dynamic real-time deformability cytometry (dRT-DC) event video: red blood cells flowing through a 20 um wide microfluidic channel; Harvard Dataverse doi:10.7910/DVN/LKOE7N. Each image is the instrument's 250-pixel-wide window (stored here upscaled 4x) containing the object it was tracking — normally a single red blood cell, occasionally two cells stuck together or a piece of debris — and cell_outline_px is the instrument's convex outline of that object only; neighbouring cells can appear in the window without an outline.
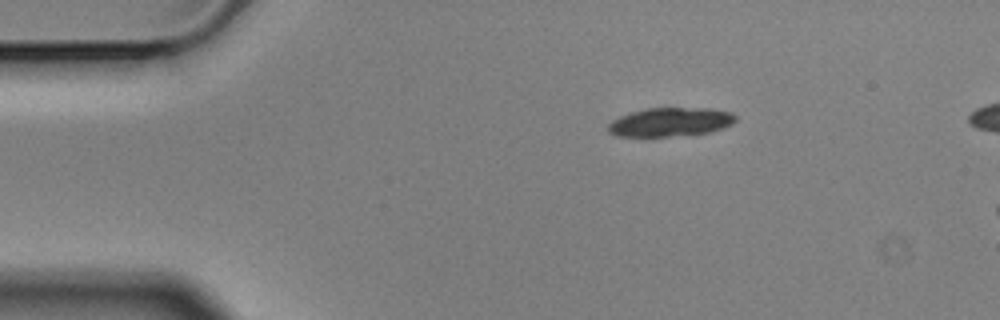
{"species": "Egyptian fruit bat (a non-hibernating species)", "species_latin": "Rousettus aegyptiacus", "temperature_condition": "cold", "stored_images_in_passage": 47, "camera_frame_rate_fps": 3000, "um_per_image_px": 0.085, "animal": {"sex": "male"}, "frame": {"image": 1, "passage_image": 1, "time_ms": 0.0, "image_size_px": [1000, 320], "cell_outline_px": [[736, 120], [732, 124], [724, 128], [712, 132], [668, 136], [616, 136], [608, 132], [608, 124], [612, 120], [620, 116], [632, 112], [648, 108], [708, 108], [732, 112], [736, 116]], "centroid_in_image_um": [57.0, 10.37], "position_along_channel_um": 28.0, "area_um2": 21.39}}
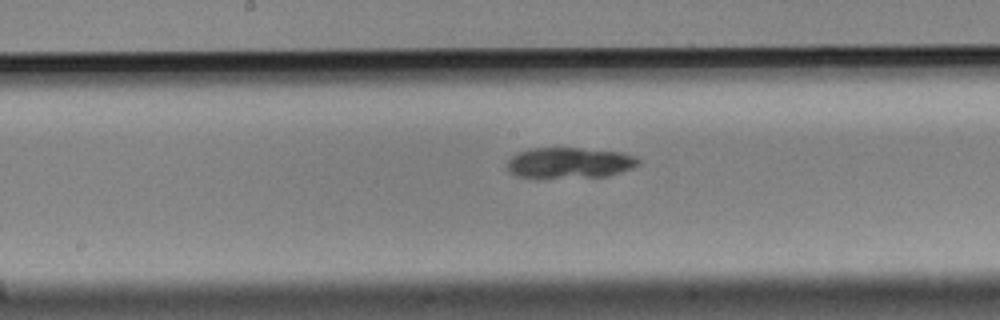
{"frame": {"image": 2, "passage_image": 20, "time_ms": 6.333, "image_size_px": [1000, 320], "cell_outline_px": [[640, 164], [632, 168], [608, 176], [540, 180], [536, 180], [516, 176], [508, 172], [508, 160], [512, 156], [520, 152], [532, 148], [580, 148], [620, 152], [636, 156], [640, 160]], "centroid_in_image_um": [48.37, 13.88], "position_along_channel_um": 199.8, "area_um2": 24.33}}
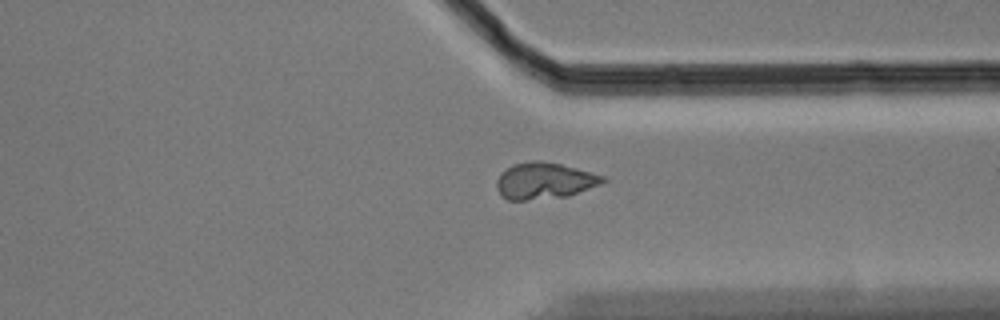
{"frame": {"image": 3, "passage_image": 34, "time_ms": 11.0, "image_size_px": [1000, 320], "cell_outline_px": [[608, 180], [600, 184], [568, 196], [524, 200], [508, 200], [496, 188], [496, 180], [500, 172], [512, 164], [532, 160], [540, 160], [560, 164], [576, 168], [604, 176]], "centroid_in_image_um": [46.25, 15.35], "position_along_channel_um": 365.2, "area_um2": 22.48}}